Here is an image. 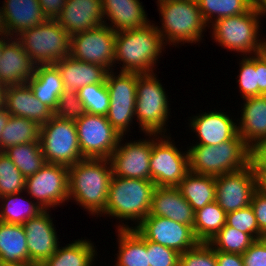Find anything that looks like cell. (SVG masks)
Masks as SVG:
<instances>
[{
  "mask_svg": "<svg viewBox=\"0 0 266 266\" xmlns=\"http://www.w3.org/2000/svg\"><path fill=\"white\" fill-rule=\"evenodd\" d=\"M112 176L109 159L84 158L69 166V200L73 198L88 214L101 217L107 205Z\"/></svg>",
  "mask_w": 266,
  "mask_h": 266,
  "instance_id": "cell-1",
  "label": "cell"
},
{
  "mask_svg": "<svg viewBox=\"0 0 266 266\" xmlns=\"http://www.w3.org/2000/svg\"><path fill=\"white\" fill-rule=\"evenodd\" d=\"M165 46L152 22L141 28L116 32L114 67L118 63L122 65L119 72L154 73L159 55Z\"/></svg>",
  "mask_w": 266,
  "mask_h": 266,
  "instance_id": "cell-2",
  "label": "cell"
},
{
  "mask_svg": "<svg viewBox=\"0 0 266 266\" xmlns=\"http://www.w3.org/2000/svg\"><path fill=\"white\" fill-rule=\"evenodd\" d=\"M189 147V171L196 174L216 177L241 170L251 164V148L239 134L219 145L192 143Z\"/></svg>",
  "mask_w": 266,
  "mask_h": 266,
  "instance_id": "cell-3",
  "label": "cell"
},
{
  "mask_svg": "<svg viewBox=\"0 0 266 266\" xmlns=\"http://www.w3.org/2000/svg\"><path fill=\"white\" fill-rule=\"evenodd\" d=\"M156 185L151 180L112 176L105 211L121 221L132 220L138 226L150 213Z\"/></svg>",
  "mask_w": 266,
  "mask_h": 266,
  "instance_id": "cell-4",
  "label": "cell"
},
{
  "mask_svg": "<svg viewBox=\"0 0 266 266\" xmlns=\"http://www.w3.org/2000/svg\"><path fill=\"white\" fill-rule=\"evenodd\" d=\"M157 4L162 26L156 25V29L165 45L176 47L181 42L202 41V33L210 25L204 22L196 0H167Z\"/></svg>",
  "mask_w": 266,
  "mask_h": 266,
  "instance_id": "cell-5",
  "label": "cell"
},
{
  "mask_svg": "<svg viewBox=\"0 0 266 266\" xmlns=\"http://www.w3.org/2000/svg\"><path fill=\"white\" fill-rule=\"evenodd\" d=\"M260 18L252 6L244 14L218 19L211 24L212 39L223 48L242 53L243 56L263 52L266 39H259Z\"/></svg>",
  "mask_w": 266,
  "mask_h": 266,
  "instance_id": "cell-6",
  "label": "cell"
},
{
  "mask_svg": "<svg viewBox=\"0 0 266 266\" xmlns=\"http://www.w3.org/2000/svg\"><path fill=\"white\" fill-rule=\"evenodd\" d=\"M15 38L36 65L55 64L70 55L71 36L55 19H47Z\"/></svg>",
  "mask_w": 266,
  "mask_h": 266,
  "instance_id": "cell-7",
  "label": "cell"
},
{
  "mask_svg": "<svg viewBox=\"0 0 266 266\" xmlns=\"http://www.w3.org/2000/svg\"><path fill=\"white\" fill-rule=\"evenodd\" d=\"M156 73L138 74L135 116L143 133L165 134L169 101Z\"/></svg>",
  "mask_w": 266,
  "mask_h": 266,
  "instance_id": "cell-8",
  "label": "cell"
},
{
  "mask_svg": "<svg viewBox=\"0 0 266 266\" xmlns=\"http://www.w3.org/2000/svg\"><path fill=\"white\" fill-rule=\"evenodd\" d=\"M39 143L46 163L61 164L67 167L83 158L78 143L75 121L52 116L40 126Z\"/></svg>",
  "mask_w": 266,
  "mask_h": 266,
  "instance_id": "cell-9",
  "label": "cell"
},
{
  "mask_svg": "<svg viewBox=\"0 0 266 266\" xmlns=\"http://www.w3.org/2000/svg\"><path fill=\"white\" fill-rule=\"evenodd\" d=\"M146 135L152 137L150 180L156 187H177L189 172L188 151L180 152L169 135Z\"/></svg>",
  "mask_w": 266,
  "mask_h": 266,
  "instance_id": "cell-10",
  "label": "cell"
},
{
  "mask_svg": "<svg viewBox=\"0 0 266 266\" xmlns=\"http://www.w3.org/2000/svg\"><path fill=\"white\" fill-rule=\"evenodd\" d=\"M114 73V70L108 72L105 82L110 99L107 119L121 136H125L136 118L138 73Z\"/></svg>",
  "mask_w": 266,
  "mask_h": 266,
  "instance_id": "cell-11",
  "label": "cell"
},
{
  "mask_svg": "<svg viewBox=\"0 0 266 266\" xmlns=\"http://www.w3.org/2000/svg\"><path fill=\"white\" fill-rule=\"evenodd\" d=\"M75 124L83 158L109 159L121 135L108 122L107 116L85 113Z\"/></svg>",
  "mask_w": 266,
  "mask_h": 266,
  "instance_id": "cell-12",
  "label": "cell"
},
{
  "mask_svg": "<svg viewBox=\"0 0 266 266\" xmlns=\"http://www.w3.org/2000/svg\"><path fill=\"white\" fill-rule=\"evenodd\" d=\"M68 186V167L45 163L34 175L26 178L25 192L44 210H50L69 201Z\"/></svg>",
  "mask_w": 266,
  "mask_h": 266,
  "instance_id": "cell-13",
  "label": "cell"
},
{
  "mask_svg": "<svg viewBox=\"0 0 266 266\" xmlns=\"http://www.w3.org/2000/svg\"><path fill=\"white\" fill-rule=\"evenodd\" d=\"M135 228L146 240L183 253L194 248L199 241L196 239L193 227L169 218L148 215L138 226H129L124 222L117 229Z\"/></svg>",
  "mask_w": 266,
  "mask_h": 266,
  "instance_id": "cell-14",
  "label": "cell"
},
{
  "mask_svg": "<svg viewBox=\"0 0 266 266\" xmlns=\"http://www.w3.org/2000/svg\"><path fill=\"white\" fill-rule=\"evenodd\" d=\"M115 38L116 32L105 24L79 32L71 36L70 56L113 71Z\"/></svg>",
  "mask_w": 266,
  "mask_h": 266,
  "instance_id": "cell-15",
  "label": "cell"
},
{
  "mask_svg": "<svg viewBox=\"0 0 266 266\" xmlns=\"http://www.w3.org/2000/svg\"><path fill=\"white\" fill-rule=\"evenodd\" d=\"M215 180L216 202L226 213L249 206L253 193L260 186L252 164L216 176Z\"/></svg>",
  "mask_w": 266,
  "mask_h": 266,
  "instance_id": "cell-16",
  "label": "cell"
},
{
  "mask_svg": "<svg viewBox=\"0 0 266 266\" xmlns=\"http://www.w3.org/2000/svg\"><path fill=\"white\" fill-rule=\"evenodd\" d=\"M110 155L109 161L112 174L117 177L150 180V155L152 153V138L137 141L122 142Z\"/></svg>",
  "mask_w": 266,
  "mask_h": 266,
  "instance_id": "cell-17",
  "label": "cell"
},
{
  "mask_svg": "<svg viewBox=\"0 0 266 266\" xmlns=\"http://www.w3.org/2000/svg\"><path fill=\"white\" fill-rule=\"evenodd\" d=\"M49 212L50 210H44L38 216L23 224L29 252V263L38 266L50 258L60 245L58 244L59 238L53 218H51Z\"/></svg>",
  "mask_w": 266,
  "mask_h": 266,
  "instance_id": "cell-18",
  "label": "cell"
},
{
  "mask_svg": "<svg viewBox=\"0 0 266 266\" xmlns=\"http://www.w3.org/2000/svg\"><path fill=\"white\" fill-rule=\"evenodd\" d=\"M6 36L3 39L2 57L0 59V83L23 85L32 78L36 64L15 38Z\"/></svg>",
  "mask_w": 266,
  "mask_h": 266,
  "instance_id": "cell-19",
  "label": "cell"
},
{
  "mask_svg": "<svg viewBox=\"0 0 266 266\" xmlns=\"http://www.w3.org/2000/svg\"><path fill=\"white\" fill-rule=\"evenodd\" d=\"M189 127L199 142L194 145H219L220 143L231 140L238 134V124L227 112L209 111L200 113L194 117H189Z\"/></svg>",
  "mask_w": 266,
  "mask_h": 266,
  "instance_id": "cell-20",
  "label": "cell"
},
{
  "mask_svg": "<svg viewBox=\"0 0 266 266\" xmlns=\"http://www.w3.org/2000/svg\"><path fill=\"white\" fill-rule=\"evenodd\" d=\"M70 36L104 24L101 0H67L55 18Z\"/></svg>",
  "mask_w": 266,
  "mask_h": 266,
  "instance_id": "cell-21",
  "label": "cell"
},
{
  "mask_svg": "<svg viewBox=\"0 0 266 266\" xmlns=\"http://www.w3.org/2000/svg\"><path fill=\"white\" fill-rule=\"evenodd\" d=\"M4 108L10 115L28 118L39 126L53 116V112L34 96L27 84L6 87Z\"/></svg>",
  "mask_w": 266,
  "mask_h": 266,
  "instance_id": "cell-22",
  "label": "cell"
},
{
  "mask_svg": "<svg viewBox=\"0 0 266 266\" xmlns=\"http://www.w3.org/2000/svg\"><path fill=\"white\" fill-rule=\"evenodd\" d=\"M101 3L104 24L115 32L141 28L150 22L140 0H101Z\"/></svg>",
  "mask_w": 266,
  "mask_h": 266,
  "instance_id": "cell-23",
  "label": "cell"
},
{
  "mask_svg": "<svg viewBox=\"0 0 266 266\" xmlns=\"http://www.w3.org/2000/svg\"><path fill=\"white\" fill-rule=\"evenodd\" d=\"M149 214L192 227L194 224L195 212L177 187H156Z\"/></svg>",
  "mask_w": 266,
  "mask_h": 266,
  "instance_id": "cell-24",
  "label": "cell"
},
{
  "mask_svg": "<svg viewBox=\"0 0 266 266\" xmlns=\"http://www.w3.org/2000/svg\"><path fill=\"white\" fill-rule=\"evenodd\" d=\"M241 117L237 121L238 134L252 149L266 141V95L243 99Z\"/></svg>",
  "mask_w": 266,
  "mask_h": 266,
  "instance_id": "cell-25",
  "label": "cell"
},
{
  "mask_svg": "<svg viewBox=\"0 0 266 266\" xmlns=\"http://www.w3.org/2000/svg\"><path fill=\"white\" fill-rule=\"evenodd\" d=\"M63 80L64 90L76 91L86 85L105 83L109 70L104 66L87 63L68 55L54 64Z\"/></svg>",
  "mask_w": 266,
  "mask_h": 266,
  "instance_id": "cell-26",
  "label": "cell"
},
{
  "mask_svg": "<svg viewBox=\"0 0 266 266\" xmlns=\"http://www.w3.org/2000/svg\"><path fill=\"white\" fill-rule=\"evenodd\" d=\"M3 3L7 35L10 37L47 20L38 0H4Z\"/></svg>",
  "mask_w": 266,
  "mask_h": 266,
  "instance_id": "cell-27",
  "label": "cell"
},
{
  "mask_svg": "<svg viewBox=\"0 0 266 266\" xmlns=\"http://www.w3.org/2000/svg\"><path fill=\"white\" fill-rule=\"evenodd\" d=\"M35 97L52 112L55 111L58 99L64 91L63 80L54 64L36 65L35 73L26 83Z\"/></svg>",
  "mask_w": 266,
  "mask_h": 266,
  "instance_id": "cell-28",
  "label": "cell"
},
{
  "mask_svg": "<svg viewBox=\"0 0 266 266\" xmlns=\"http://www.w3.org/2000/svg\"><path fill=\"white\" fill-rule=\"evenodd\" d=\"M118 253L114 266H150L148 240L135 228L117 229Z\"/></svg>",
  "mask_w": 266,
  "mask_h": 266,
  "instance_id": "cell-29",
  "label": "cell"
},
{
  "mask_svg": "<svg viewBox=\"0 0 266 266\" xmlns=\"http://www.w3.org/2000/svg\"><path fill=\"white\" fill-rule=\"evenodd\" d=\"M177 188L194 212L203 208L206 204L216 201V180L214 176L189 171Z\"/></svg>",
  "mask_w": 266,
  "mask_h": 266,
  "instance_id": "cell-30",
  "label": "cell"
},
{
  "mask_svg": "<svg viewBox=\"0 0 266 266\" xmlns=\"http://www.w3.org/2000/svg\"><path fill=\"white\" fill-rule=\"evenodd\" d=\"M0 262L29 263L27 239L23 225L0 221Z\"/></svg>",
  "mask_w": 266,
  "mask_h": 266,
  "instance_id": "cell-31",
  "label": "cell"
},
{
  "mask_svg": "<svg viewBox=\"0 0 266 266\" xmlns=\"http://www.w3.org/2000/svg\"><path fill=\"white\" fill-rule=\"evenodd\" d=\"M89 239L75 240L57 251L40 266H92L97 256L96 246Z\"/></svg>",
  "mask_w": 266,
  "mask_h": 266,
  "instance_id": "cell-32",
  "label": "cell"
},
{
  "mask_svg": "<svg viewBox=\"0 0 266 266\" xmlns=\"http://www.w3.org/2000/svg\"><path fill=\"white\" fill-rule=\"evenodd\" d=\"M21 193L0 196V221L8 224L23 225L38 216L44 209L34 200L20 197Z\"/></svg>",
  "mask_w": 266,
  "mask_h": 266,
  "instance_id": "cell-33",
  "label": "cell"
},
{
  "mask_svg": "<svg viewBox=\"0 0 266 266\" xmlns=\"http://www.w3.org/2000/svg\"><path fill=\"white\" fill-rule=\"evenodd\" d=\"M40 126L28 118L10 115L0 137V152L22 143L39 142Z\"/></svg>",
  "mask_w": 266,
  "mask_h": 266,
  "instance_id": "cell-34",
  "label": "cell"
},
{
  "mask_svg": "<svg viewBox=\"0 0 266 266\" xmlns=\"http://www.w3.org/2000/svg\"><path fill=\"white\" fill-rule=\"evenodd\" d=\"M226 215L216 201L195 211L193 232L196 239L208 243L225 226Z\"/></svg>",
  "mask_w": 266,
  "mask_h": 266,
  "instance_id": "cell-35",
  "label": "cell"
},
{
  "mask_svg": "<svg viewBox=\"0 0 266 266\" xmlns=\"http://www.w3.org/2000/svg\"><path fill=\"white\" fill-rule=\"evenodd\" d=\"M3 152L16 165L25 178L34 175L46 163L39 142L14 145Z\"/></svg>",
  "mask_w": 266,
  "mask_h": 266,
  "instance_id": "cell-36",
  "label": "cell"
},
{
  "mask_svg": "<svg viewBox=\"0 0 266 266\" xmlns=\"http://www.w3.org/2000/svg\"><path fill=\"white\" fill-rule=\"evenodd\" d=\"M202 18L207 26L214 21L246 13L252 6L253 0H196Z\"/></svg>",
  "mask_w": 266,
  "mask_h": 266,
  "instance_id": "cell-37",
  "label": "cell"
},
{
  "mask_svg": "<svg viewBox=\"0 0 266 266\" xmlns=\"http://www.w3.org/2000/svg\"><path fill=\"white\" fill-rule=\"evenodd\" d=\"M254 241L255 239L250 234L225 224V226L208 241V244L216 251L242 255Z\"/></svg>",
  "mask_w": 266,
  "mask_h": 266,
  "instance_id": "cell-38",
  "label": "cell"
},
{
  "mask_svg": "<svg viewBox=\"0 0 266 266\" xmlns=\"http://www.w3.org/2000/svg\"><path fill=\"white\" fill-rule=\"evenodd\" d=\"M86 113L107 116L110 99L106 83L86 85L78 90Z\"/></svg>",
  "mask_w": 266,
  "mask_h": 266,
  "instance_id": "cell-39",
  "label": "cell"
},
{
  "mask_svg": "<svg viewBox=\"0 0 266 266\" xmlns=\"http://www.w3.org/2000/svg\"><path fill=\"white\" fill-rule=\"evenodd\" d=\"M26 178L10 158L0 152V196L25 192Z\"/></svg>",
  "mask_w": 266,
  "mask_h": 266,
  "instance_id": "cell-40",
  "label": "cell"
},
{
  "mask_svg": "<svg viewBox=\"0 0 266 266\" xmlns=\"http://www.w3.org/2000/svg\"><path fill=\"white\" fill-rule=\"evenodd\" d=\"M239 63V83L242 99L258 96L257 72H256V54L244 56Z\"/></svg>",
  "mask_w": 266,
  "mask_h": 266,
  "instance_id": "cell-41",
  "label": "cell"
},
{
  "mask_svg": "<svg viewBox=\"0 0 266 266\" xmlns=\"http://www.w3.org/2000/svg\"><path fill=\"white\" fill-rule=\"evenodd\" d=\"M226 225L250 234L255 240L266 237L258 227V223L251 205L227 213Z\"/></svg>",
  "mask_w": 266,
  "mask_h": 266,
  "instance_id": "cell-42",
  "label": "cell"
},
{
  "mask_svg": "<svg viewBox=\"0 0 266 266\" xmlns=\"http://www.w3.org/2000/svg\"><path fill=\"white\" fill-rule=\"evenodd\" d=\"M86 113L84 105L76 91L64 90L53 115L63 120L77 121Z\"/></svg>",
  "mask_w": 266,
  "mask_h": 266,
  "instance_id": "cell-43",
  "label": "cell"
},
{
  "mask_svg": "<svg viewBox=\"0 0 266 266\" xmlns=\"http://www.w3.org/2000/svg\"><path fill=\"white\" fill-rule=\"evenodd\" d=\"M179 266H217L216 250L207 242H199L179 255Z\"/></svg>",
  "mask_w": 266,
  "mask_h": 266,
  "instance_id": "cell-44",
  "label": "cell"
},
{
  "mask_svg": "<svg viewBox=\"0 0 266 266\" xmlns=\"http://www.w3.org/2000/svg\"><path fill=\"white\" fill-rule=\"evenodd\" d=\"M179 255L176 250L148 241V263L150 266H179Z\"/></svg>",
  "mask_w": 266,
  "mask_h": 266,
  "instance_id": "cell-45",
  "label": "cell"
},
{
  "mask_svg": "<svg viewBox=\"0 0 266 266\" xmlns=\"http://www.w3.org/2000/svg\"><path fill=\"white\" fill-rule=\"evenodd\" d=\"M242 258L244 266H266V237L256 239Z\"/></svg>",
  "mask_w": 266,
  "mask_h": 266,
  "instance_id": "cell-46",
  "label": "cell"
},
{
  "mask_svg": "<svg viewBox=\"0 0 266 266\" xmlns=\"http://www.w3.org/2000/svg\"><path fill=\"white\" fill-rule=\"evenodd\" d=\"M250 205L255 214L259 230L266 236V189L261 185L253 193Z\"/></svg>",
  "mask_w": 266,
  "mask_h": 266,
  "instance_id": "cell-47",
  "label": "cell"
},
{
  "mask_svg": "<svg viewBox=\"0 0 266 266\" xmlns=\"http://www.w3.org/2000/svg\"><path fill=\"white\" fill-rule=\"evenodd\" d=\"M251 164L259 185L262 186L266 182V141L258 143L251 149Z\"/></svg>",
  "mask_w": 266,
  "mask_h": 266,
  "instance_id": "cell-48",
  "label": "cell"
},
{
  "mask_svg": "<svg viewBox=\"0 0 266 266\" xmlns=\"http://www.w3.org/2000/svg\"><path fill=\"white\" fill-rule=\"evenodd\" d=\"M258 96L266 95V49L256 54Z\"/></svg>",
  "mask_w": 266,
  "mask_h": 266,
  "instance_id": "cell-49",
  "label": "cell"
},
{
  "mask_svg": "<svg viewBox=\"0 0 266 266\" xmlns=\"http://www.w3.org/2000/svg\"><path fill=\"white\" fill-rule=\"evenodd\" d=\"M47 19H55L63 10L67 0H38Z\"/></svg>",
  "mask_w": 266,
  "mask_h": 266,
  "instance_id": "cell-50",
  "label": "cell"
},
{
  "mask_svg": "<svg viewBox=\"0 0 266 266\" xmlns=\"http://www.w3.org/2000/svg\"><path fill=\"white\" fill-rule=\"evenodd\" d=\"M217 266H244L241 254L216 251Z\"/></svg>",
  "mask_w": 266,
  "mask_h": 266,
  "instance_id": "cell-51",
  "label": "cell"
},
{
  "mask_svg": "<svg viewBox=\"0 0 266 266\" xmlns=\"http://www.w3.org/2000/svg\"><path fill=\"white\" fill-rule=\"evenodd\" d=\"M253 8L260 17L266 15V0H253Z\"/></svg>",
  "mask_w": 266,
  "mask_h": 266,
  "instance_id": "cell-52",
  "label": "cell"
},
{
  "mask_svg": "<svg viewBox=\"0 0 266 266\" xmlns=\"http://www.w3.org/2000/svg\"><path fill=\"white\" fill-rule=\"evenodd\" d=\"M9 117H10V114L7 112L5 108L0 110V137H1V133L4 127L7 124Z\"/></svg>",
  "mask_w": 266,
  "mask_h": 266,
  "instance_id": "cell-53",
  "label": "cell"
},
{
  "mask_svg": "<svg viewBox=\"0 0 266 266\" xmlns=\"http://www.w3.org/2000/svg\"><path fill=\"white\" fill-rule=\"evenodd\" d=\"M7 35L5 16L2 7H0V36Z\"/></svg>",
  "mask_w": 266,
  "mask_h": 266,
  "instance_id": "cell-54",
  "label": "cell"
},
{
  "mask_svg": "<svg viewBox=\"0 0 266 266\" xmlns=\"http://www.w3.org/2000/svg\"><path fill=\"white\" fill-rule=\"evenodd\" d=\"M6 85L0 83V110L4 108Z\"/></svg>",
  "mask_w": 266,
  "mask_h": 266,
  "instance_id": "cell-55",
  "label": "cell"
},
{
  "mask_svg": "<svg viewBox=\"0 0 266 266\" xmlns=\"http://www.w3.org/2000/svg\"><path fill=\"white\" fill-rule=\"evenodd\" d=\"M0 266H38L34 263H4L0 262Z\"/></svg>",
  "mask_w": 266,
  "mask_h": 266,
  "instance_id": "cell-56",
  "label": "cell"
},
{
  "mask_svg": "<svg viewBox=\"0 0 266 266\" xmlns=\"http://www.w3.org/2000/svg\"><path fill=\"white\" fill-rule=\"evenodd\" d=\"M7 35H2L0 38V59L2 57V50H3V39L6 37Z\"/></svg>",
  "mask_w": 266,
  "mask_h": 266,
  "instance_id": "cell-57",
  "label": "cell"
},
{
  "mask_svg": "<svg viewBox=\"0 0 266 266\" xmlns=\"http://www.w3.org/2000/svg\"><path fill=\"white\" fill-rule=\"evenodd\" d=\"M163 1H167V0H157L156 2L159 3V2H163Z\"/></svg>",
  "mask_w": 266,
  "mask_h": 266,
  "instance_id": "cell-58",
  "label": "cell"
},
{
  "mask_svg": "<svg viewBox=\"0 0 266 266\" xmlns=\"http://www.w3.org/2000/svg\"><path fill=\"white\" fill-rule=\"evenodd\" d=\"M262 187L266 189V182L262 185Z\"/></svg>",
  "mask_w": 266,
  "mask_h": 266,
  "instance_id": "cell-59",
  "label": "cell"
}]
</instances>
